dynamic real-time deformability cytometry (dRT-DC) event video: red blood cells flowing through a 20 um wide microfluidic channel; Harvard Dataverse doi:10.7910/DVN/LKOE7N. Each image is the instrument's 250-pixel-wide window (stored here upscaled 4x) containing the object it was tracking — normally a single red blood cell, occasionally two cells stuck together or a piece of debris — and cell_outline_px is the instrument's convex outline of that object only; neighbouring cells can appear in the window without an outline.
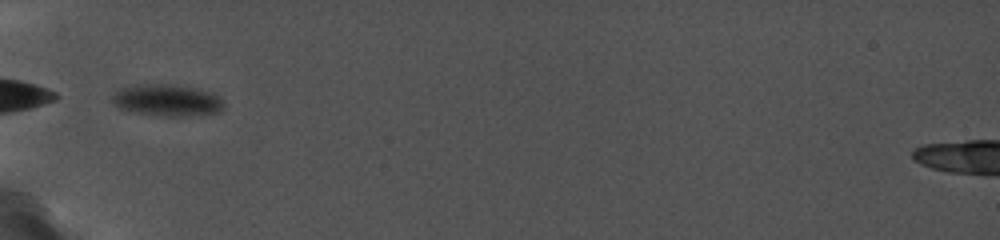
{"species": "common noctule bat (a hibernating species)", "species_latin": "Nyctalus noctula", "temperature_condition": "cold", "stored_images_in_passage": 39, "camera_frame_rate_fps": 5000, "um_per_image_px": 0.085, "animal": {"sex": "female", "body_mass_g": 19.0, "forearm_length_mm": 56.7}, "frame": {"image": 1, "passage_image": 1, "time_ms": 0.0, "image_size_px": [1000, 240], "cell_outline_px": [[224, 108], [220, 112], [192, 116], [160, 116], [136, 112], [120, 108], [112, 100], [112, 96], [116, 92], [124, 88], [148, 84], [168, 84], [192, 88], [208, 92], [216, 96], [224, 104]], "centroid_in_image_um": [14.23, 8.55], "position_along_channel_um": 70.8, "area_um2": 20.06}}
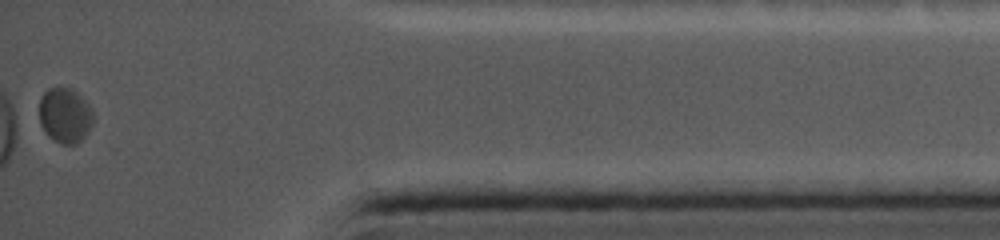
{"frame": {"image": 2, "passage_image": 39, "time_ms": 10.4, "image_size_px": [1000, 240], "cell_outline_px": [[92, 124], [84, 136], [76, 144], [60, 144], [52, 140], [44, 132], [40, 124], [40, 96], [48, 88], [72, 88], [88, 104], [92, 112]], "centroid_in_image_um": [5.49, 9.82], "position_along_channel_um": 429.7, "area_um2": 17.22}}